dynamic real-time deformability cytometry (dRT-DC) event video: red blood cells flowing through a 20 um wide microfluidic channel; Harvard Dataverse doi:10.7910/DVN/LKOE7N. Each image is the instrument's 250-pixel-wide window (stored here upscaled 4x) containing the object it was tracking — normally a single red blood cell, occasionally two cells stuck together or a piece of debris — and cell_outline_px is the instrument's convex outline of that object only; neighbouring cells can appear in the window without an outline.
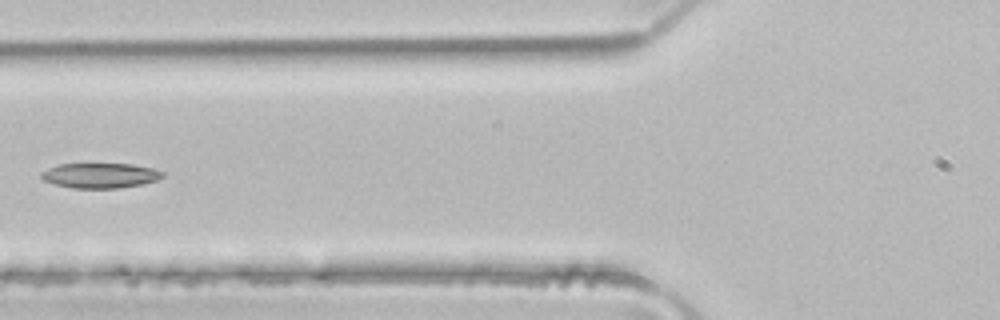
{"species": "common noctule bat (a hibernating species)", "species_latin": "Nyctalus noctula", "temperature_condition": "room temperature", "stored_images_in_passage": 4, "camera_frame_rate_fps": 3000, "um_per_image_px": 0.085, "animal": {"sex": "male", "body_mass_g": 21.5, "forearm_length_mm": 52.0}, "frame": {"image": 1, "passage_image": 4, "time_ms": 1.0, "image_size_px": [1000, 320], "cell_outline_px": [[164, 176], [156, 180], [140, 184], [116, 188], [72, 188], [56, 184], [44, 180], [40, 176], [40, 172], [48, 168], [60, 164], [132, 164], [152, 168], [164, 172]], "centroid_in_image_um": [8.5, 14.91], "position_along_channel_um": 117.3, "area_um2": 17.51}}